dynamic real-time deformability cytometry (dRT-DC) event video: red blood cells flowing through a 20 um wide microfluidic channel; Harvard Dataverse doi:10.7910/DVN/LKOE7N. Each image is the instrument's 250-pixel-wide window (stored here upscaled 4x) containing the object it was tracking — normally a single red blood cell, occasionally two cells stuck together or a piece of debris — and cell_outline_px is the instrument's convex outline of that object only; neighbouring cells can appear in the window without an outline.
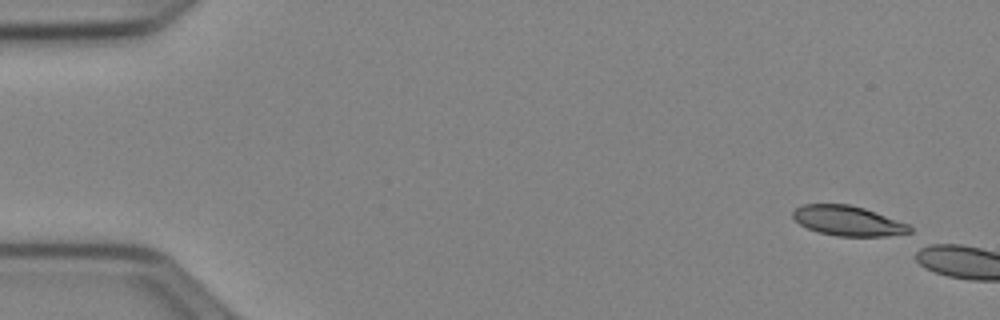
{"species": "Egyptian fruit bat (a non-hibernating species)", "species_latin": "Rousettus aegyptiacus", "temperature_condition": "cold", "stored_images_in_passage": 4, "camera_frame_rate_fps": 3000, "um_per_image_px": 0.085, "animal": {"sex": "female"}, "frame": {"image": 1, "passage_image": 1, "time_ms": 0.0, "image_size_px": [1000, 320], "cell_outline_px": [[912, 232], [888, 236], [836, 236], [820, 232], [808, 228], [800, 224], [792, 216], [792, 212], [800, 204], [848, 204], [864, 208], [876, 212], [908, 224], [912, 228]], "centroid_in_image_um": [72.07, 18.76], "position_along_channel_um": 12.9, "area_um2": 20.29}}